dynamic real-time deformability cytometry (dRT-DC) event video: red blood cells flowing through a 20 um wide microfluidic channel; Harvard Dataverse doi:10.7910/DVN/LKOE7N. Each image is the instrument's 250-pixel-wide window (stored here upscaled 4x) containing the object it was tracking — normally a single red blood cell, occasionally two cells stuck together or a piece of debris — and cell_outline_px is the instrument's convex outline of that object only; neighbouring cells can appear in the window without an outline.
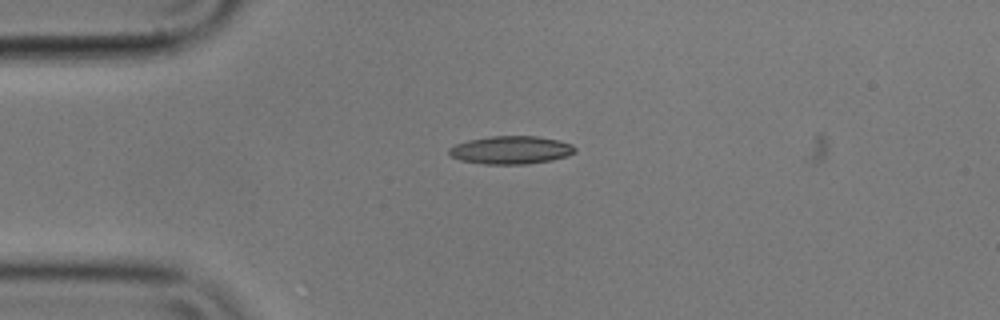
{"species": "common noctule bat (a hibernating species)", "species_latin": "Nyctalus noctula", "temperature_condition": "cold", "stored_images_in_passage": 2, "camera_frame_rate_fps": 3000, "um_per_image_px": 0.085, "animal": {"sex": "male", "body_mass_g": 17.9}, "frame": {"image": 1, "passage_image": 1, "time_ms": 0.0, "image_size_px": [1000, 320], "cell_outline_px": [[576, 152], [568, 156], [552, 160], [528, 164], [484, 164], [460, 160], [452, 156], [448, 152], [448, 148], [456, 144], [468, 140], [492, 136], [536, 136], [560, 140], [572, 144], [576, 148]], "centroid_in_image_um": [43.46, 12.75], "position_along_channel_um": 41.5, "area_um2": 20.69}}